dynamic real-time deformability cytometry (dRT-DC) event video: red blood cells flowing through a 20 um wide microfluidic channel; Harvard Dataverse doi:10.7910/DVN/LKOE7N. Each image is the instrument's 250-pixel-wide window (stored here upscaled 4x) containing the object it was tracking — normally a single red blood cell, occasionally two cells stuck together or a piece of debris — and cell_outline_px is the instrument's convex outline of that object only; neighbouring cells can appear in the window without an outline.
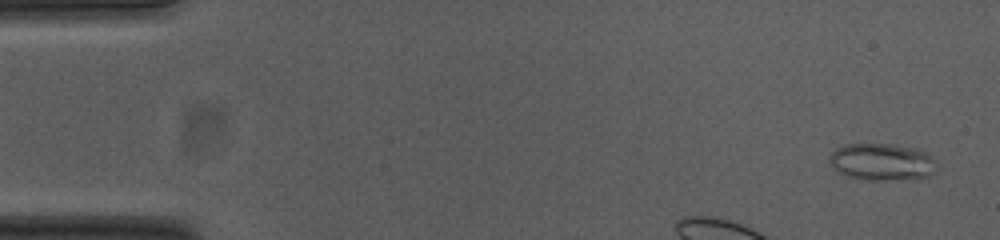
{"species": "common noctule bat (a hibernating species)", "species_latin": "Nyctalus noctula", "temperature_condition": "cold", "stored_images_in_passage": 40, "camera_frame_rate_fps": 3000, "um_per_image_px": 0.085, "animal": {"sex": "female", "body_mass_g": 23.0, "forearm_length_mm": 53.4}, "frame": {"image": 1, "passage_image": 1, "time_ms": 0.0, "image_size_px": [1000, 240], "cell_outline_px": [[936, 160], [932, 172], [928, 176], [896, 180], [852, 176], [836, 172], [828, 160], [832, 152], [836, 148], [844, 144], [892, 144], [916, 148], [932, 156]], "centroid_in_image_um": [74.94, 13.72], "position_along_channel_um": 10.1, "area_um2": 22.6}}
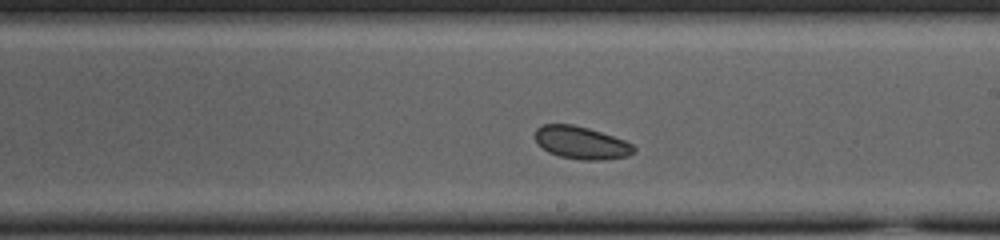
{"frame": {"image": 2, "passage_image": 25, "time_ms": 8.0, "image_size_px": [1000, 240], "cell_outline_px": [[636, 152], [628, 156], [604, 160], [580, 160], [560, 156], [548, 152], [536, 140], [536, 128], [544, 124], [572, 124], [588, 128], [624, 140], [632, 144], [636, 148]], "centroid_in_image_um": [49.44, 12.14], "position_along_channel_um": 239.6, "area_um2": 18.67}}
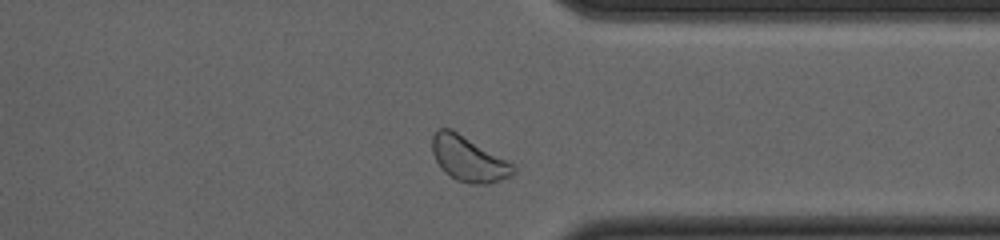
{"frame": {"image": 3, "passage_image": 36, "time_ms": 11.667, "image_size_px": [1000, 240], "cell_outline_px": [[516, 172], [500, 180], [488, 184], [472, 184], [456, 180], [444, 172], [440, 168], [432, 152], [432, 136], [440, 128], [452, 128], [512, 164], [516, 168]], "centroid_in_image_um": [39.78, 13.51], "position_along_channel_um": 371.6, "area_um2": 21.04}, "authors_computed_cell_mechanics": {"area_um2": 19.2474, "velocity_mm_per_s": 3.6677, "shape_relaxation_time_tau1_ms": null, "shape_relaxation_time_tau2_ms": 1.2335, "deformation_change_tau1": null, "deformation_change_tau2": 0.0376}}